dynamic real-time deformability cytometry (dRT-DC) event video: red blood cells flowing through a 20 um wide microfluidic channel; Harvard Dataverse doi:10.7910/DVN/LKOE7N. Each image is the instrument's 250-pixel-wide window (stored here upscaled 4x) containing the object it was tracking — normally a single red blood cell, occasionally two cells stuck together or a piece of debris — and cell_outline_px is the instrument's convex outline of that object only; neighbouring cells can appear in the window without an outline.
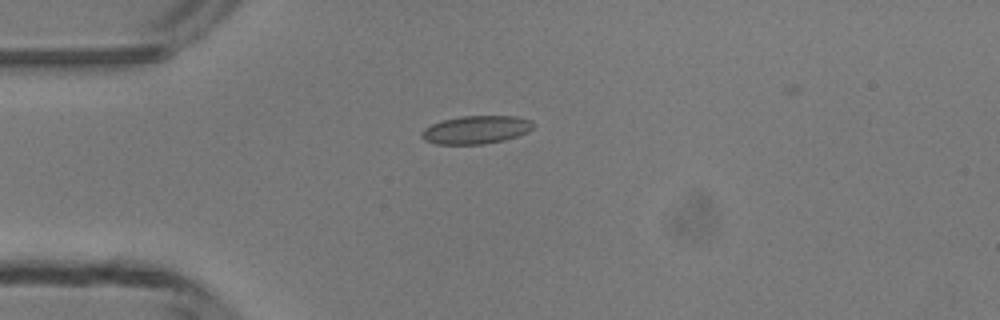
{"species": "common noctule bat (a hibernating species)", "species_latin": "Nyctalus noctula", "temperature_condition": "room temperature", "stored_images_in_passage": 1, "camera_frame_rate_fps": 3000, "um_per_image_px": 0.085, "animal": {"sex": "male", "body_mass_g": 13.3}, "frame": {"image": 1, "passage_image": 1, "time_ms": 0.0, "image_size_px": [1000, 320], "cell_outline_px": [[536, 124], [528, 132], [504, 140], [484, 144], [436, 144], [424, 140], [420, 136], [420, 132], [424, 128], [432, 124], [444, 120], [460, 116], [516, 116], [532, 120]], "centroid_in_image_um": [40.47, 11.03], "position_along_channel_um": 44.5, "area_um2": 18.38}}